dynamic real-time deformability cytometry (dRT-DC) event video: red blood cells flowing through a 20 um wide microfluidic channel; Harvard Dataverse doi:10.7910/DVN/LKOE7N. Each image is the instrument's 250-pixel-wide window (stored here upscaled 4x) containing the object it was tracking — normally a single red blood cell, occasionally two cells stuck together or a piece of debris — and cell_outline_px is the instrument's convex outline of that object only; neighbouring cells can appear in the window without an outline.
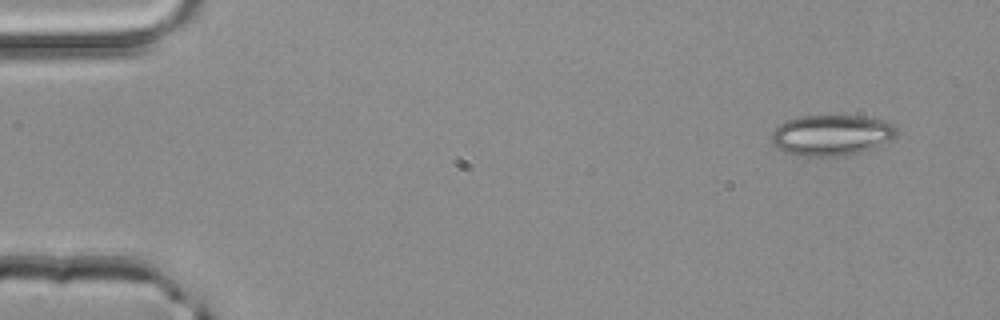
{"species": "common noctule bat (a hibernating species)", "species_latin": "Nyctalus noctula", "temperature_condition": "room temperature", "stored_images_in_passage": 3, "camera_frame_rate_fps": 3000, "um_per_image_px": 0.085, "animal": {"sex": "male", "body_mass_g": 20.4}, "frame": {"image": 1, "passage_image": 1, "time_ms": 0.0, "image_size_px": [1000, 320], "cell_outline_px": [[896, 136], [872, 148], [860, 152], [844, 156], [804, 156], [788, 152], [772, 144], [772, 132], [780, 124], [788, 120], [804, 116], [864, 116], [888, 120], [896, 124]], "centroid_in_image_um": [70.73, 11.47], "position_along_channel_um": 14.3, "area_um2": 29.54}}